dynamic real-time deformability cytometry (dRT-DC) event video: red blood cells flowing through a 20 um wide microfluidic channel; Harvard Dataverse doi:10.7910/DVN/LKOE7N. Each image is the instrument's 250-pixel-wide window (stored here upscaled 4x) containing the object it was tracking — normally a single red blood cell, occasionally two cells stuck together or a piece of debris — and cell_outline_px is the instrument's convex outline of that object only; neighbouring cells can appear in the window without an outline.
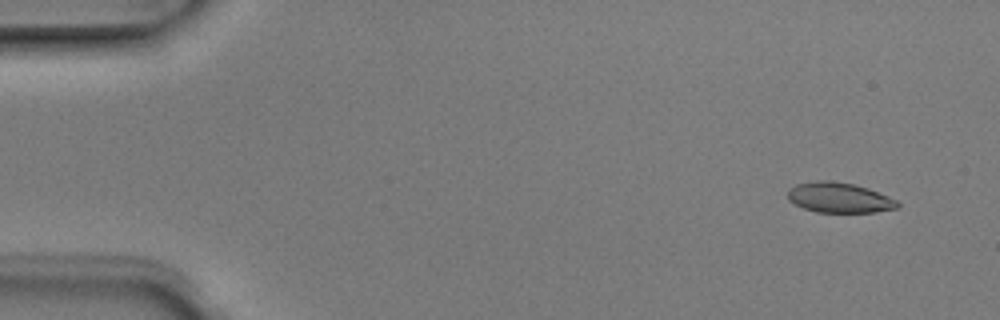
{"species": "Egyptian fruit bat (a non-hibernating species)", "species_latin": "Rousettus aegyptiacus", "temperature_condition": "room temperature", "stored_images_in_passage": 6, "camera_frame_rate_fps": 3000, "um_per_image_px": 0.085, "animal": {"sex": "male"}, "frame": {"image": 1, "passage_image": 1, "time_ms": 0.0, "image_size_px": [1000, 320], "cell_outline_px": [[900, 208], [876, 212], [816, 212], [804, 208], [788, 200], [788, 188], [796, 184], [816, 180], [828, 180], [856, 184], [868, 188], [888, 196], [896, 200], [900, 204]], "centroid_in_image_um": [71.34, 16.79], "position_along_channel_um": 13.7, "area_um2": 19.48}}
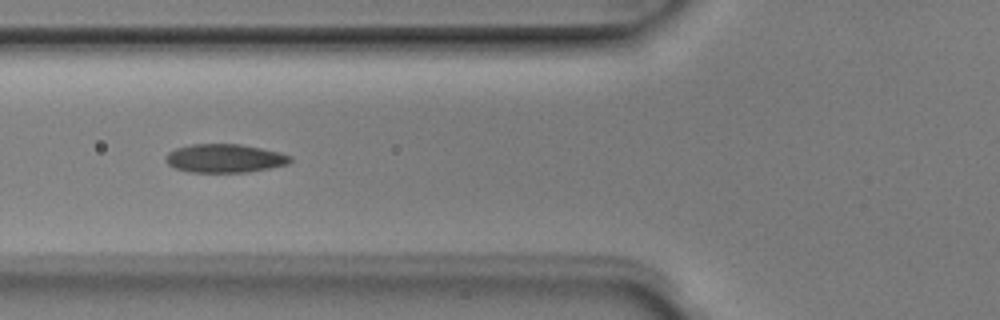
{"frame": {"image": 2, "passage_image": 5, "time_ms": 1.333, "image_size_px": [1000, 320], "cell_outline_px": [[292, 160], [288, 164], [248, 172], [188, 172], [176, 168], [168, 164], [164, 160], [164, 156], [168, 152], [176, 148], [192, 144], [240, 144], [280, 152], [292, 156]], "centroid_in_image_um": [19.08, 13.45], "position_along_channel_um": 106.7, "area_um2": 20.75}}
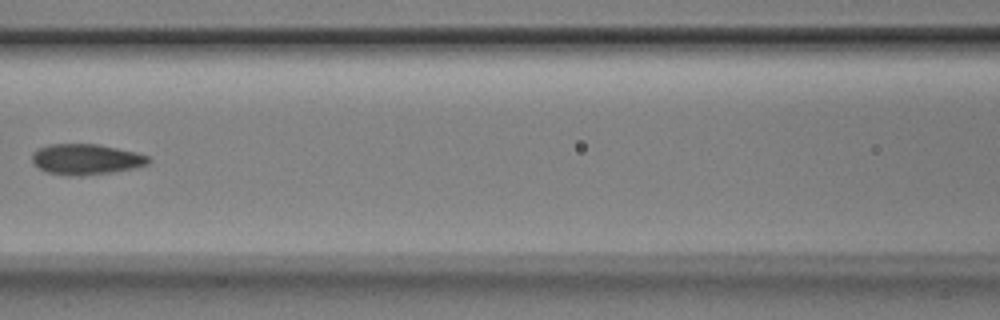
{"frame": {"image": 3, "passage_image": 6, "time_ms": 1.667, "image_size_px": [1000, 320], "cell_outline_px": [[152, 160], [148, 164], [136, 168], [112, 172], [80, 176], [76, 176], [48, 172], [32, 164], [32, 152], [36, 148], [48, 144], [100, 144], [136, 152], [148, 156]], "centroid_in_image_um": [7.32, 13.53], "position_along_channel_um": 159.3, "area_um2": 20.98}}